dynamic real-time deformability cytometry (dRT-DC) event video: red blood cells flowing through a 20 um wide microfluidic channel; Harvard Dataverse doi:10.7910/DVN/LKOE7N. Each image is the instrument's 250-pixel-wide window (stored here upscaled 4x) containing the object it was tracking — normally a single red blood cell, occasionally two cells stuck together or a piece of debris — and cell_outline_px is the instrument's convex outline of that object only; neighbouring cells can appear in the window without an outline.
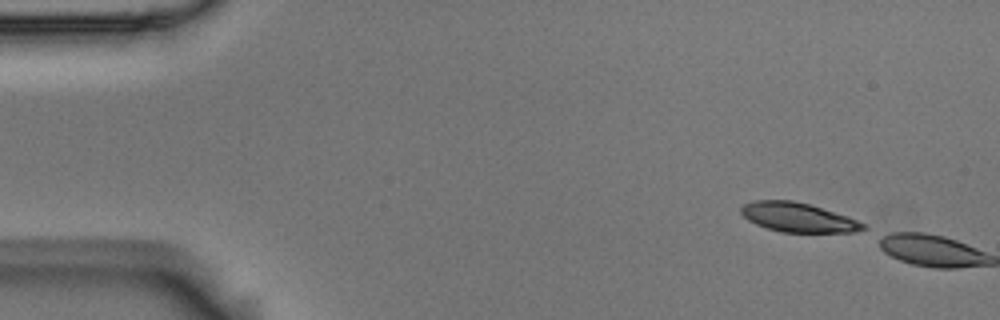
{"species": "Egyptian fruit bat (a non-hibernating species)", "species_latin": "Rousettus aegyptiacus", "temperature_condition": "room temperature", "stored_images_in_passage": 2, "camera_frame_rate_fps": 3000, "um_per_image_px": 0.085, "animal": {"sex": "male"}, "frame": {"image": 1, "passage_image": 1, "time_ms": 0.0, "image_size_px": [1000, 320], "cell_outline_px": [[868, 228], [856, 232], [780, 232], [756, 224], [748, 220], [740, 212], [740, 208], [744, 204], [752, 200], [792, 200], [808, 204], [848, 216], [868, 224]], "centroid_in_image_um": [67.86, 18.48], "position_along_channel_um": 17.1, "area_um2": 20.92}}